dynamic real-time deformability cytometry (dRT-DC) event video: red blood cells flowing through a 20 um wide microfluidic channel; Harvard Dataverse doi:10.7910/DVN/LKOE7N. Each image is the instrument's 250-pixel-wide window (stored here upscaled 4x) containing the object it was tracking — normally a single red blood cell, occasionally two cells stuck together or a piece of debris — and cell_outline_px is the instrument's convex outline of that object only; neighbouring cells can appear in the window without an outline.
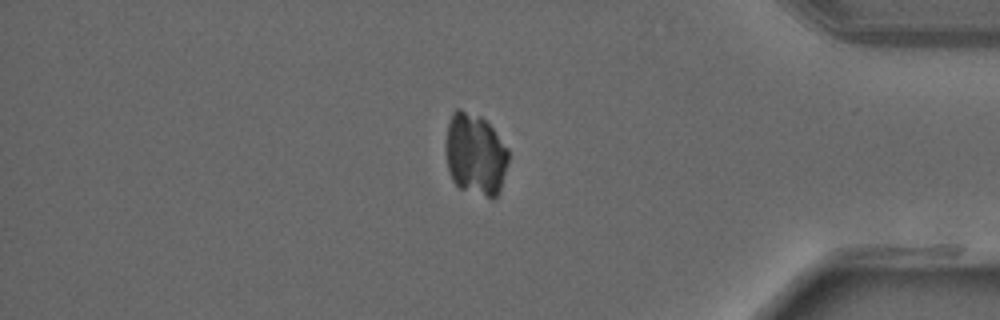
{"species": "common noctule bat (a hibernating species)", "species_latin": "Nyctalus noctula", "temperature_condition": "warm", "stored_images_in_passage": 39, "camera_frame_rate_fps": 3000, "um_per_image_px": 0.085, "animal": {"sex": "male", "forearm_length_mm": 52.5}, "frame": {"image": 1, "passage_image": 33, "time_ms": 10.667, "image_size_px": [1000, 320], "cell_outline_px": [[508, 160], [500, 188], [496, 196], [492, 200], [460, 188], [452, 180], [448, 172], [444, 148], [444, 144], [448, 124], [452, 112], [456, 108], [460, 108], [480, 116], [492, 128], [508, 148]], "centroid_in_image_um": [40.36, 13.12], "position_along_channel_um": 394.8, "area_um2": 30.23}}
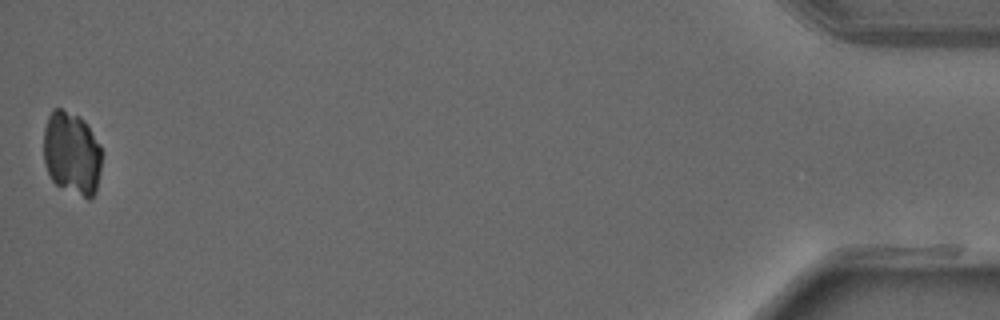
{"frame": {"image": 2, "passage_image": 39, "time_ms": 12.667, "image_size_px": [1000, 320], "cell_outline_px": [[100, 172], [96, 192], [88, 200], [56, 184], [52, 180], [44, 164], [44, 128], [48, 116], [52, 108], [60, 108], [80, 116], [84, 120], [100, 144]], "centroid_in_image_um": [6.09, 13.01], "position_along_channel_um": 429.1, "area_um2": 28.32}}